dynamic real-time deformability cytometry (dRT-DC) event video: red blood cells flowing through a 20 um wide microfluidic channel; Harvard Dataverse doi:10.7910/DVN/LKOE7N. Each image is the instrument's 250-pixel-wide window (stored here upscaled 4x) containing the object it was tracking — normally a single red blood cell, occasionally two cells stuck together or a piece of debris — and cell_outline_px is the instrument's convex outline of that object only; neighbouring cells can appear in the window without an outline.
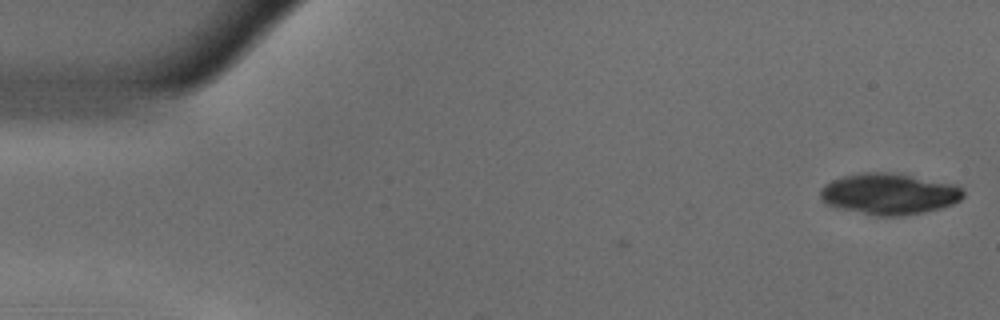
{"species": "common noctule bat (a hibernating species)", "species_latin": "Nyctalus noctula", "temperature_condition": "warm", "stored_images_in_passage": 5, "camera_frame_rate_fps": 3000, "um_per_image_px": 0.085, "animal": {"sex": "male", "body_mass_g": 18.8}, "frame": {"image": 1, "passage_image": 5, "time_ms": 1.333, "image_size_px": [1000, 320], "cell_outline_px": [[964, 196], [960, 200], [952, 204], [940, 208], [924, 212], [900, 216], [876, 216], [836, 208], [824, 204], [820, 200], [820, 188], [824, 184], [832, 180], [844, 176], [860, 172], [888, 172], [956, 184], [964, 188]], "centroid_in_image_um": [75.54, 16.49], "position_along_channel_um": 9.5, "area_um2": 34.62}}